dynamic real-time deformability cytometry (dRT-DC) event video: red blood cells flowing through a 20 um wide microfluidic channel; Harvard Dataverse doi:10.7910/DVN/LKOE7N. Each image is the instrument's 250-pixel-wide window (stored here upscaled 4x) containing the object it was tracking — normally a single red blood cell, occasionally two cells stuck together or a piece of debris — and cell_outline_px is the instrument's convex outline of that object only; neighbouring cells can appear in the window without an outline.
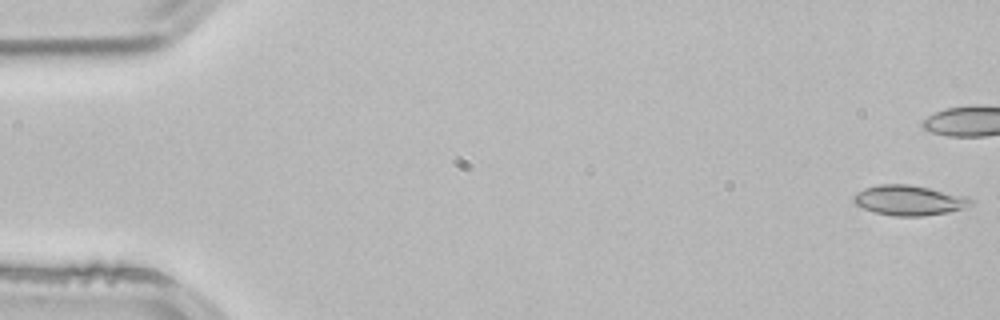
{"species": "common noctule bat (a hibernating species)", "species_latin": "Nyctalus noctula", "temperature_condition": "room temperature", "stored_images_in_passage": 4, "camera_frame_rate_fps": 3000, "um_per_image_px": 0.085, "animal": {"sex": "male", "body_mass_g": 21.5, "forearm_length_mm": 52.0}, "frame": {"image": 1, "passage_image": 1, "time_ms": 0.0, "image_size_px": [1000, 320], "cell_outline_px": [[972, 204], [964, 208], [948, 212], [924, 216], [892, 216], [876, 212], [864, 208], [856, 204], [852, 200], [852, 196], [856, 192], [864, 188], [880, 184], [908, 184], [968, 196], [972, 200]], "centroid_in_image_um": [77.26, 17.02], "position_along_channel_um": 7.7, "area_um2": 20.52}}
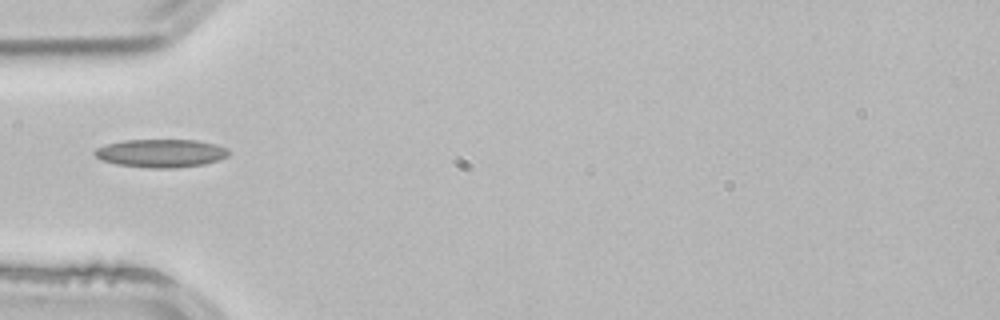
{"frame": {"image": 2, "passage_image": 4, "time_ms": 1.0, "image_size_px": [1000, 320], "cell_outline_px": [[228, 156], [220, 160], [204, 164], [176, 168], [148, 168], [116, 164], [104, 160], [96, 156], [92, 152], [96, 148], [108, 144], [124, 140], [196, 140], [216, 144], [228, 148]], "centroid_in_image_um": [13.71, 13.03], "position_along_channel_um": 71.3, "area_um2": 22.02}}